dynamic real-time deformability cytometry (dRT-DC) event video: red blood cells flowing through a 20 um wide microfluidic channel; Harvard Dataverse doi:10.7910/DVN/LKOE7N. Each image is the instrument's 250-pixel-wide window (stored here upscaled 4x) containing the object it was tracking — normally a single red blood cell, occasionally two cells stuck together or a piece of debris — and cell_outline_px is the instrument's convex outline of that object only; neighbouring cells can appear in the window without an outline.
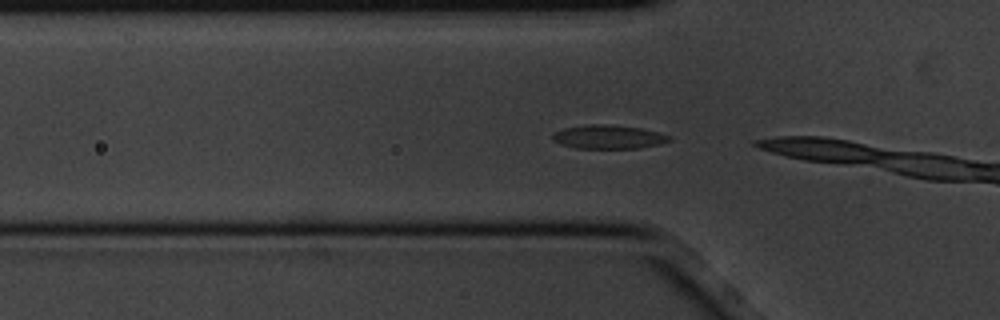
{"species": "common noctule bat (a hibernating species)", "species_latin": "Nyctalus noctula", "temperature_condition": "cold", "stored_images_in_passage": 7, "camera_frame_rate_fps": 3000, "um_per_image_px": 0.085, "animal": {"sex": "male", "body_mass_g": 20.1, "forearm_length_mm": 53.5}, "frame": {"image": 1, "passage_image": 7, "time_ms": 2.0, "image_size_px": [1000, 320], "cell_outline_px": [[672, 140], [660, 144], [640, 148], [576, 148], [560, 144], [552, 140], [552, 132], [564, 128], [584, 124], [608, 124], [640, 128], [672, 136]], "centroid_in_image_um": [51.69, 11.63], "position_along_channel_um": 74.1, "area_um2": 16.3}}